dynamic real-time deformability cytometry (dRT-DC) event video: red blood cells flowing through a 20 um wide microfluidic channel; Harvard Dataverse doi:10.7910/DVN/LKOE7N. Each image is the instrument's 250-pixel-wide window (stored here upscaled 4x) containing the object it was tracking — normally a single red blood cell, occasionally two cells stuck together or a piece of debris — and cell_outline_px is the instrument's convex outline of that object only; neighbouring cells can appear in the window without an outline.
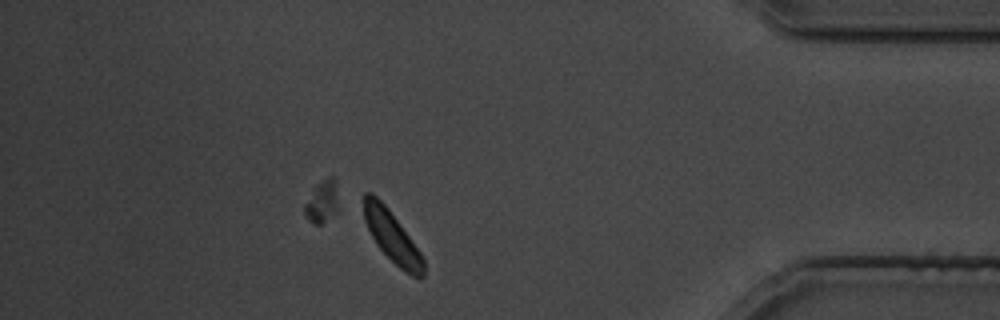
{"species": "common noctule bat (a hibernating species)", "species_latin": "Nyctalus noctula", "temperature_condition": "cold", "stored_images_in_passage": 31, "camera_frame_rate_fps": 3000, "um_per_image_px": 0.085, "animal": {"sex": "male", "body_mass_g": 19.5, "forearm_length_mm": 54.6}, "frame": {"image": 1, "passage_image": 27, "time_ms": 31.667, "image_size_px": [1000, 320], "cell_outline_px": [[424, 276], [412, 276], [400, 268], [376, 244], [364, 220], [364, 192], [372, 192], [388, 208], [420, 252], [424, 260]], "centroid_in_image_um": [33.31, 20.09], "position_along_channel_um": 401.9, "area_um2": 17.22}}